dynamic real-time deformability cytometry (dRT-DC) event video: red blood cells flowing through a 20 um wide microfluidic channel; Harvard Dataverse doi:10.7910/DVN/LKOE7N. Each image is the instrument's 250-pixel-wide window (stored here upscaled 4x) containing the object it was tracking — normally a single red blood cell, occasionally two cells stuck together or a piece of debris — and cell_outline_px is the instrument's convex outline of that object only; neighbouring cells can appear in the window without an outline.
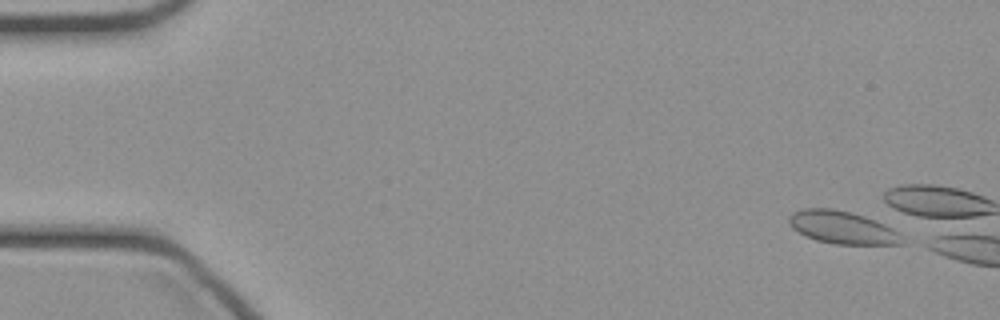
{"species": "common noctule bat (a hibernating species)", "species_latin": "Nyctalus noctula", "temperature_condition": "cold", "stored_images_in_passage": 11, "camera_frame_rate_fps": 3000, "um_per_image_px": 0.085, "animal": {"sex": "female", "body_mass_g": 21.9}, "frame": {"image": 1, "passage_image": 1, "time_ms": 0.0, "image_size_px": [1000, 320], "cell_outline_px": [[904, 244], [832, 244], [816, 240], [804, 236], [792, 228], [788, 220], [788, 216], [792, 212], [804, 208], [832, 208], [864, 216], [884, 224], [900, 232]], "centroid_in_image_um": [71.57, 19.34], "position_along_channel_um": 13.4, "area_um2": 21.62}}